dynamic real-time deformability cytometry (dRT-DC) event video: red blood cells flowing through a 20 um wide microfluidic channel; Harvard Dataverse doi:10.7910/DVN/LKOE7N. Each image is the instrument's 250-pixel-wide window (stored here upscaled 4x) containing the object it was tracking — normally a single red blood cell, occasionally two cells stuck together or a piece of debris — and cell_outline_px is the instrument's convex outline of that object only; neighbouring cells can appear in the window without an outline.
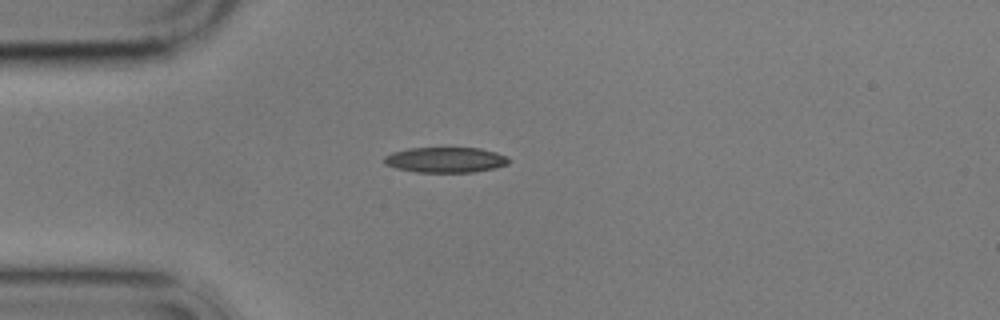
{"species": "common noctule bat (a hibernating species)", "species_latin": "Nyctalus noctula", "temperature_condition": "cold", "stored_images_in_passage": 1, "camera_frame_rate_fps": 3000, "um_per_image_px": 0.085, "animal": {"sex": "male", "body_mass_g": 17.9}, "frame": {"image": 1, "passage_image": 1, "time_ms": 0.0, "image_size_px": [1000, 320], "cell_outline_px": [[508, 164], [496, 168], [472, 172], [416, 172], [396, 168], [384, 164], [384, 156], [392, 152], [408, 148], [480, 148], [496, 152], [504, 156], [508, 160]], "centroid_in_image_um": [37.83, 13.59], "position_along_channel_um": 47.2, "area_um2": 18.38}}